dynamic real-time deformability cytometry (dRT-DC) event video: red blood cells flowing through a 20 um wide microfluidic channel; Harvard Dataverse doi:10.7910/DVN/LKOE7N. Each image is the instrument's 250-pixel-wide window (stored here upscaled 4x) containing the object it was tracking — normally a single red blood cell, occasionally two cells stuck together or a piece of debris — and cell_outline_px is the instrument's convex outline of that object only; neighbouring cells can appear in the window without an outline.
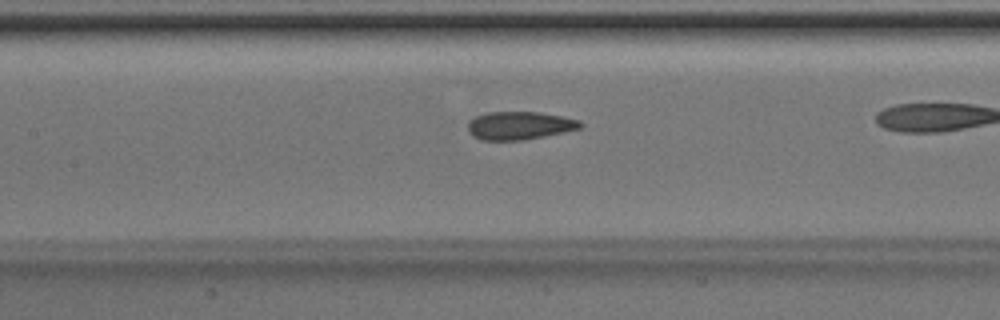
{"species": "Egyptian fruit bat (a non-hibernating species)", "species_latin": "Rousettus aegyptiacus", "temperature_condition": "room temperature", "stored_images_in_passage": 22, "camera_frame_rate_fps": 3000, "um_per_image_px": 0.085, "animal": {"sex": "male"}, "frame": {"image": 1, "passage_image": 7, "time_ms": 2.0, "image_size_px": [1000, 320], "cell_outline_px": [[584, 124], [580, 128], [564, 132], [524, 140], [480, 140], [472, 136], [468, 132], [468, 120], [476, 116], [488, 112], [540, 112], [580, 120]], "centroid_in_image_um": [44.13, 10.67], "position_along_channel_um": 163.3, "area_um2": 18.5}}